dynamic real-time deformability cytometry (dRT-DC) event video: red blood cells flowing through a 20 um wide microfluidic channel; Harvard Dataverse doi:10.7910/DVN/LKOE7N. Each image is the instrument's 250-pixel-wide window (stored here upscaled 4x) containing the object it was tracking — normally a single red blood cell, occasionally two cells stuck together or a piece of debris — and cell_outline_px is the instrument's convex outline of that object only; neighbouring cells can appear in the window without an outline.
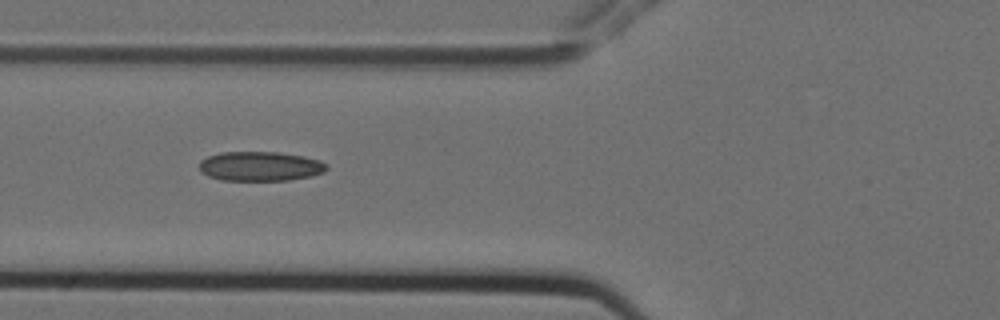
{"species": "Egyptian fruit bat (a non-hibernating species)", "species_latin": "Rousettus aegyptiacus", "temperature_condition": "cold", "stored_images_in_passage": 10, "segment_of_instrument_passage": [1, 2], "camera_frame_rate_fps": 3000, "um_per_image_px": 0.085, "animal": {"sex": "female"}, "frame": {"image": 1, "passage_image": 2, "time_ms": 0.333, "image_size_px": [1000, 320], "cell_outline_px": [[328, 168], [324, 172], [312, 176], [288, 180], [220, 180], [208, 176], [200, 172], [200, 160], [208, 156], [220, 152], [276, 152], [304, 156], [320, 160], [328, 164]], "centroid_in_image_um": [22.13, 14.13], "position_along_channel_um": 103.7, "area_um2": 22.02}}
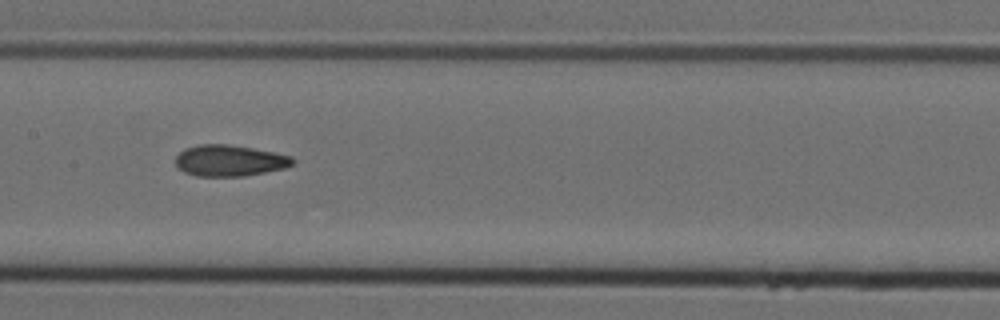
{"frame": {"image": 2, "passage_image": 4, "time_ms": 1.0, "image_size_px": [1000, 320], "cell_outline_px": [[296, 160], [292, 164], [284, 168], [244, 176], [196, 176], [184, 172], [176, 164], [176, 156], [184, 148], [200, 144], [228, 144], [252, 148], [292, 156]], "centroid_in_image_um": [19.5, 13.64], "position_along_channel_um": 187.9, "area_um2": 21.21}}
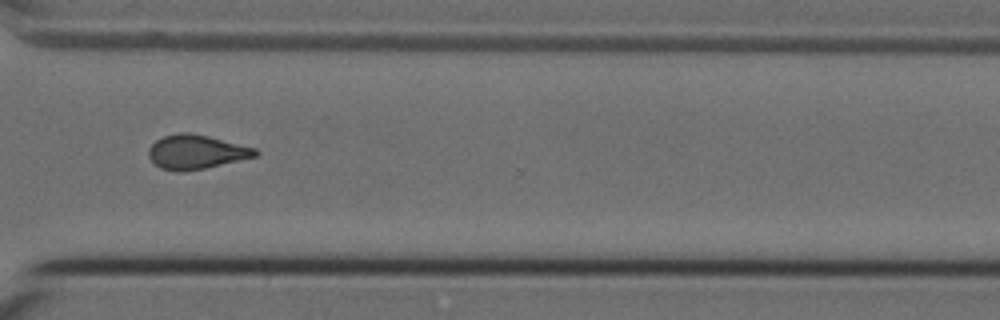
{"frame": {"image": 3, "passage_image": 8, "time_ms": 2.333, "image_size_px": [1000, 320], "cell_outline_px": [[260, 152], [256, 156], [204, 168], [184, 172], [180, 172], [160, 168], [148, 156], [148, 148], [156, 140], [164, 136], [180, 132], [188, 132], [208, 136], [256, 148]], "centroid_in_image_um": [16.66, 12.91], "position_along_channel_um": 353.9, "area_um2": 21.1}}